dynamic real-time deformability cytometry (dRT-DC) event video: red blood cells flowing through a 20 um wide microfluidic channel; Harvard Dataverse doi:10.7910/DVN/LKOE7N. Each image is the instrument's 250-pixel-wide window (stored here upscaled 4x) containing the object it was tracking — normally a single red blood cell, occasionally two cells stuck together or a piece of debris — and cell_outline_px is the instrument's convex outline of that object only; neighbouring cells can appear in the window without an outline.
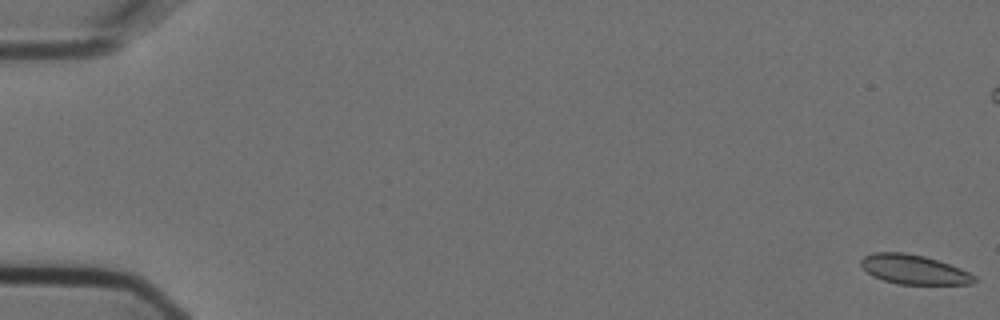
{"species": "Egyptian fruit bat (a non-hibernating species)", "species_latin": "Rousettus aegyptiacus", "temperature_condition": "cold", "stored_images_in_passage": 3, "camera_frame_rate_fps": 3000, "um_per_image_px": 0.085, "animal": {"sex": "female"}, "frame": {"image": 1, "passage_image": 1, "time_ms": 0.0, "image_size_px": [1000, 320], "cell_outline_px": [[976, 280], [972, 284], [896, 284], [872, 276], [860, 264], [860, 260], [864, 256], [872, 252], [904, 252], [924, 256], [960, 268], [976, 276]], "centroid_in_image_um": [77.65, 22.9], "position_along_channel_um": 7.3, "area_um2": 19.36}}